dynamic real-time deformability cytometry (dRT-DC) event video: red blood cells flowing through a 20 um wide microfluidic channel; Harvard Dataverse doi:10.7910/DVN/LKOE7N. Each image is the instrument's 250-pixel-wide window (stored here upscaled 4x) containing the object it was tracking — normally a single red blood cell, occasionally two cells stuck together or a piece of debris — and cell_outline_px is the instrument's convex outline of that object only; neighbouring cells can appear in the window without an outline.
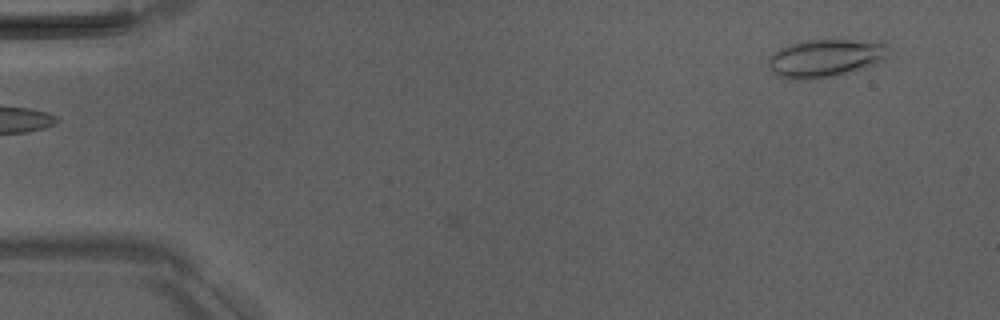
{"species": "Egyptian fruit bat (a non-hibernating species)", "species_latin": "Rousettus aegyptiacus", "temperature_condition": "room temperature", "stored_images_in_passage": 2, "camera_frame_rate_fps": 3000, "um_per_image_px": 0.085, "animal": {"sex": "male"}, "frame": {"image": 1, "passage_image": 2, "time_ms": 1.0, "image_size_px": [1000, 320], "cell_outline_px": [[892, 48], [876, 64], [864, 68], [832, 76], [808, 80], [788, 80], [776, 76], [772, 72], [768, 64], [768, 60], [780, 48], [804, 40], [884, 40]], "centroid_in_image_um": [70.19, 4.94], "position_along_channel_um": 14.8, "area_um2": 26.82}}